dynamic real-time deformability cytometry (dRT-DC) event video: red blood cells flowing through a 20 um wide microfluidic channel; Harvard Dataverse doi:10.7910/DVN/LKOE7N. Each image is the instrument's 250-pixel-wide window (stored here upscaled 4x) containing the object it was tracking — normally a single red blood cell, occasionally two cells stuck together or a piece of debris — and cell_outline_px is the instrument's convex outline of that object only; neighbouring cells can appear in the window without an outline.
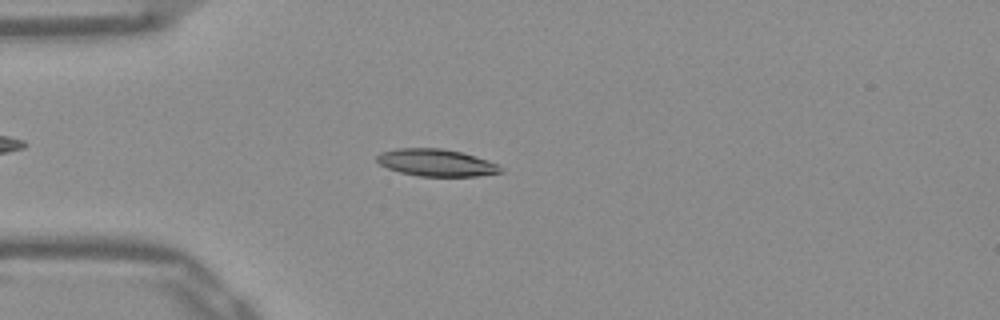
{"species": "Egyptian fruit bat (a non-hibernating species)", "species_latin": "Rousettus aegyptiacus", "temperature_condition": "warm", "stored_images_in_passage": 45, "camera_frame_rate_fps": 3000, "um_per_image_px": 0.085, "frame": {"image": 1, "passage_image": 7, "time_ms": 2.0, "image_size_px": [1000, 320], "cell_outline_px": [[504, 172], [476, 176], [420, 176], [400, 172], [388, 168], [380, 164], [376, 160], [376, 156], [380, 152], [396, 148], [440, 148], [460, 152], [488, 160], [500, 164], [504, 168]], "centroid_in_image_um": [37.11, 13.82], "position_along_channel_um": 47.9, "area_um2": 19.65}}
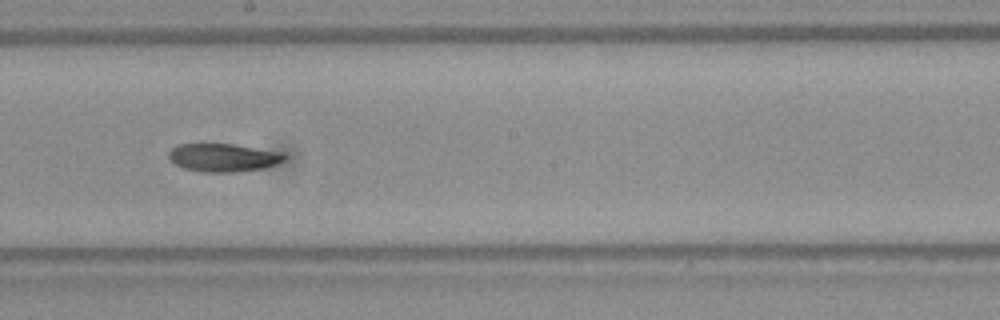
{"frame": {"image": 2, "passage_image": 22, "time_ms": 7.0, "image_size_px": [1000, 320], "cell_outline_px": [[288, 156], [284, 160], [276, 164], [264, 168], [240, 172], [200, 172], [184, 168], [168, 160], [168, 152], [172, 148], [180, 144], [232, 144], [284, 152]], "centroid_in_image_um": [19.0, 13.4], "position_along_channel_um": 229.2, "area_um2": 19.19}}
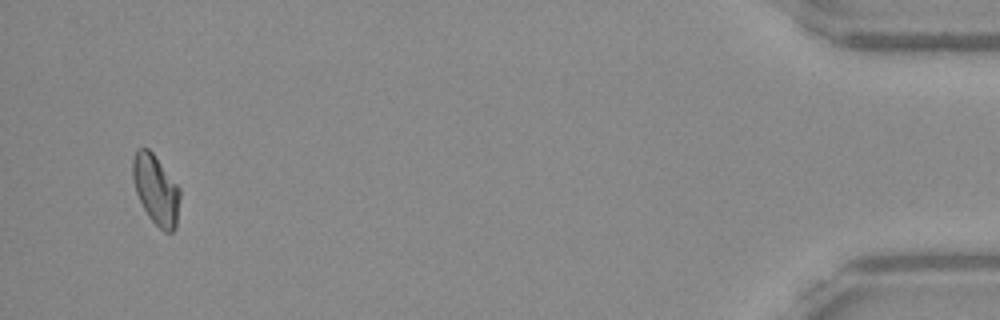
{"frame": {"image": 3, "passage_image": 43, "time_ms": 14.0, "image_size_px": [1000, 320], "cell_outline_px": [[180, 196], [176, 228], [172, 232], [164, 232], [148, 216], [136, 192], [132, 176], [132, 160], [136, 148], [148, 148], [152, 152], [180, 188]], "centroid_in_image_um": [13.25, 16.11], "position_along_channel_um": 421.9, "area_um2": 19.07}, "authors_computed_cell_mechanics": {"area_um2": 19.074, "velocity_mm_per_s": 3.9109, "shape_relaxation_time_tau1_ms": null, "shape_relaxation_time_tau2_ms": 11.0899, "deformation_change_tau1": null, "deformation_change_tau2": 0.1856}}